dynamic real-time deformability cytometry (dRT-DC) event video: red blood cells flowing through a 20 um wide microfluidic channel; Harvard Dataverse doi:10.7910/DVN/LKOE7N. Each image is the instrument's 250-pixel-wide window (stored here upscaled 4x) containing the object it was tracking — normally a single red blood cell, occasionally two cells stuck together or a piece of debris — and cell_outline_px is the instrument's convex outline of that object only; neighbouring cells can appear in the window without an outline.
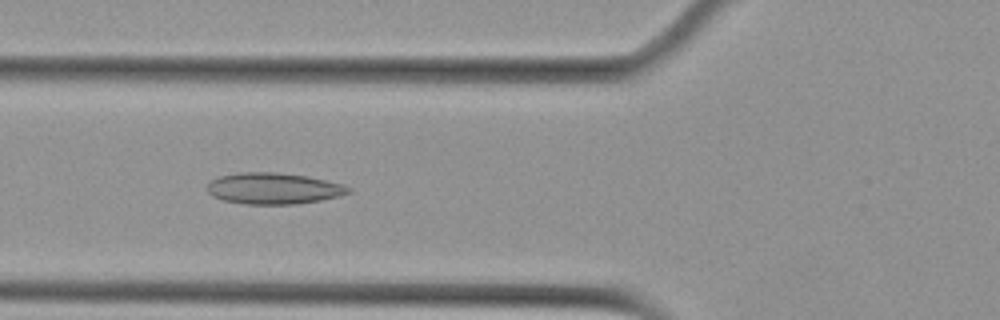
{"species": "Egyptian fruit bat (a non-hibernating species)", "species_latin": "Rousettus aegyptiacus", "temperature_condition": "cold", "stored_images_in_passage": 38, "camera_frame_rate_fps": 3000, "um_per_image_px": 0.085, "animal": {"sex": "female"}, "frame": {"image": 1, "passage_image": 8, "time_ms": 2.333, "image_size_px": [1000, 320], "cell_outline_px": [[352, 192], [340, 196], [320, 200], [296, 204], [244, 204], [224, 200], [212, 196], [208, 192], [208, 184], [212, 180], [220, 176], [240, 172], [276, 172], [308, 176], [344, 184], [352, 188]], "centroid_in_image_um": [23.3, 16.01], "position_along_channel_um": 102.5, "area_um2": 25.84}}
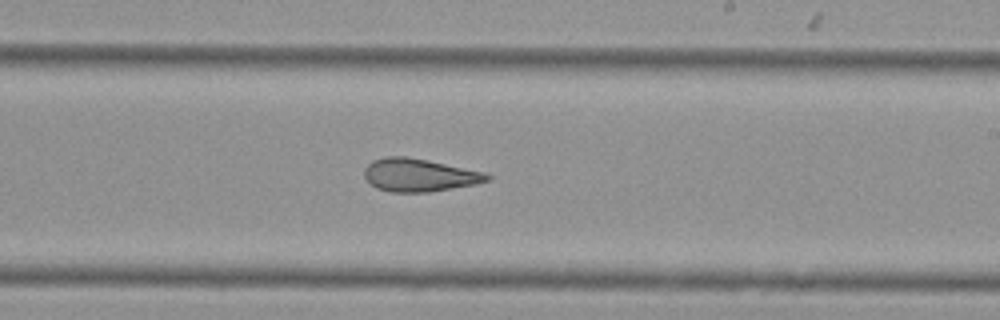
{"frame": {"image": 2, "passage_image": 20, "time_ms": 6.333, "image_size_px": [1000, 320], "cell_outline_px": [[492, 180], [476, 184], [428, 192], [392, 192], [376, 188], [364, 176], [364, 168], [372, 160], [384, 156], [404, 156], [428, 160], [484, 172], [492, 176]], "centroid_in_image_um": [35.64, 14.88], "position_along_channel_um": 253.4, "area_um2": 23.58}}
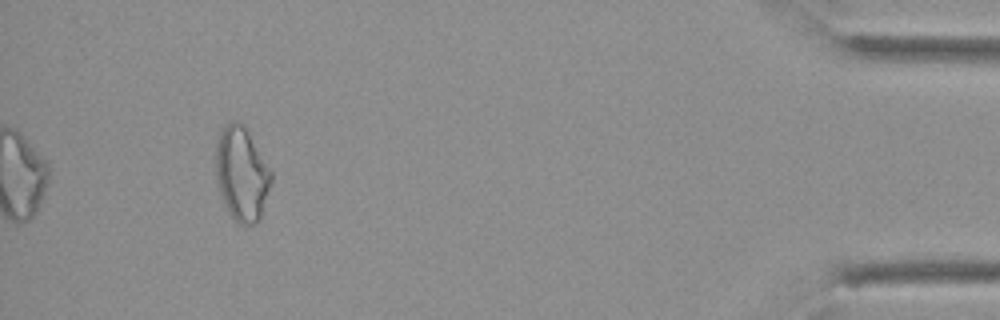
{"frame": {"image": 3, "passage_image": 38, "time_ms": 12.333, "image_size_px": [1000, 320], "cell_outline_px": [[272, 180], [260, 220], [256, 224], [240, 224], [228, 212], [220, 192], [216, 176], [216, 148], [220, 132], [232, 120], [240, 120], [244, 124], [272, 172]], "centroid_in_image_um": [20.56, 14.77], "position_along_channel_um": 414.6, "area_um2": 30.17}, "authors_computed_cell_mechanics": {"area_um2": 24.4494, "velocity_mm_per_s": 3.7805, "shape_relaxation_time_tau1_ms": null, "shape_relaxation_time_tau2_ms": 3.5541, "deformation_change_tau1": null, "deformation_change_tau2": 0.1288}}